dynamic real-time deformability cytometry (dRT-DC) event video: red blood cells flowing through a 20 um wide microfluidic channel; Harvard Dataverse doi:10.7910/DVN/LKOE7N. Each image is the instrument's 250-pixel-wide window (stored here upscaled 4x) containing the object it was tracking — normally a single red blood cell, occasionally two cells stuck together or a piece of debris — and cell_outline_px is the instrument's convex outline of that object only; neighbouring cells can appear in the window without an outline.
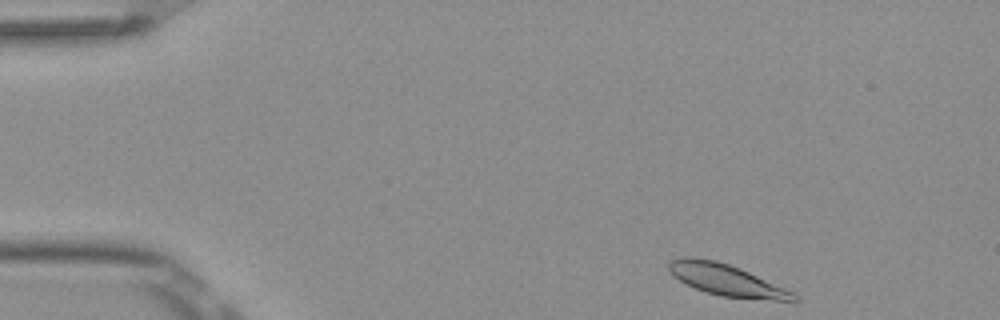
{"species": "Egyptian fruit bat (a non-hibernating species)", "species_latin": "Rousettus aegyptiacus", "temperature_condition": "room temperature", "stored_images_in_passage": 10, "camera_frame_rate_fps": 3000, "um_per_image_px": 0.085, "frame": {"image": 1, "passage_image": 1, "time_ms": 0.0, "image_size_px": [1000, 320], "cell_outline_px": [[800, 300], [776, 300], [720, 296], [704, 292], [680, 280], [668, 272], [668, 260], [676, 256], [692, 256], [716, 260], [740, 268], [784, 288], [792, 292]], "centroid_in_image_um": [61.63, 23.76], "position_along_channel_um": 23.4, "area_um2": 22.83}}
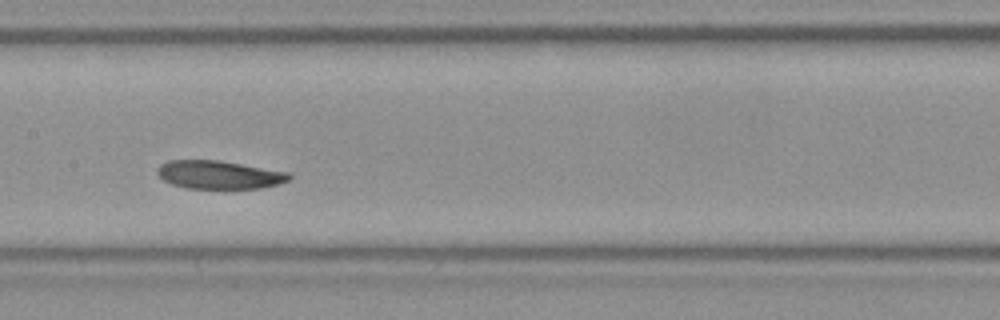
{"frame": {"image": 2, "passage_image": 7, "time_ms": 2.0, "image_size_px": [1000, 320], "cell_outline_px": [[292, 176], [288, 180], [280, 184], [260, 188], [188, 188], [172, 184], [164, 180], [156, 172], [156, 168], [160, 164], [168, 160], [216, 160], [288, 172]], "centroid_in_image_um": [18.6, 14.85], "position_along_channel_um": 188.8, "area_um2": 21.5}}
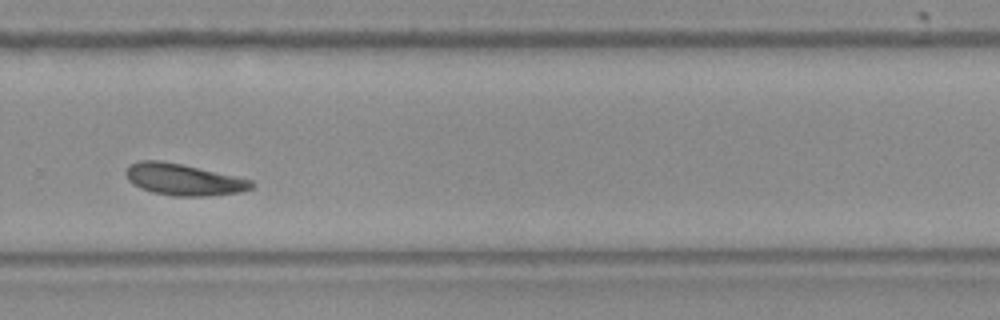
{"frame": {"image": 3, "passage_image": 10, "time_ms": 3.0, "image_size_px": [1000, 320], "cell_outline_px": [[256, 184], [252, 188], [244, 192], [208, 196], [172, 196], [152, 192], [140, 188], [132, 184], [128, 180], [124, 172], [128, 164], [140, 160], [160, 160], [180, 164], [252, 180]], "centroid_in_image_um": [15.57, 15.27], "position_along_channel_um": 314.2, "area_um2": 23.24}}